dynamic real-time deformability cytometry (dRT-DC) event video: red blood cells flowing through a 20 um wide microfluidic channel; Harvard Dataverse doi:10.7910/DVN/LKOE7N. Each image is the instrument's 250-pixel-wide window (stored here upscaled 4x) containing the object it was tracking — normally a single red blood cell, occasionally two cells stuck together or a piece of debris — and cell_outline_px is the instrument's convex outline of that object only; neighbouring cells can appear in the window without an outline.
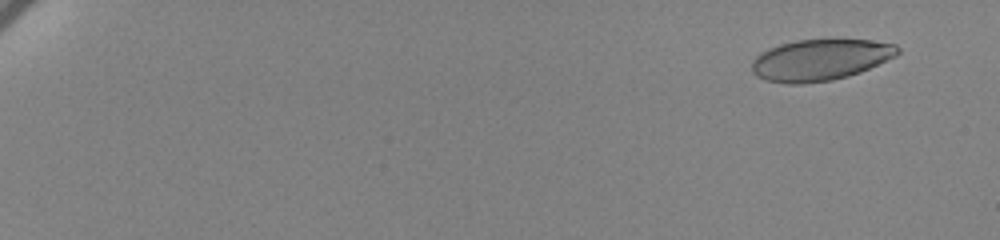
{"species": "human", "species_latin": "Homo sapiens", "temperature_condition": "cold", "stored_images_in_passage": 63, "camera_frame_rate_fps": 3000, "um_per_image_px": 0.085, "donor": {"sex": "female"}, "frame": {"image": 1, "passage_image": 5, "time_ms": 1.333, "image_size_px": [1000, 240], "cell_outline_px": [[900, 52], [896, 56], [860, 72], [848, 76], [832, 80], [804, 84], [788, 84], [768, 80], [756, 76], [752, 72], [752, 60], [760, 52], [768, 48], [780, 44], [796, 40], [868, 40], [896, 44], [900, 48]], "centroid_in_image_um": [69.7, 5.09], "position_along_channel_um": 15.3, "area_um2": 35.08}}
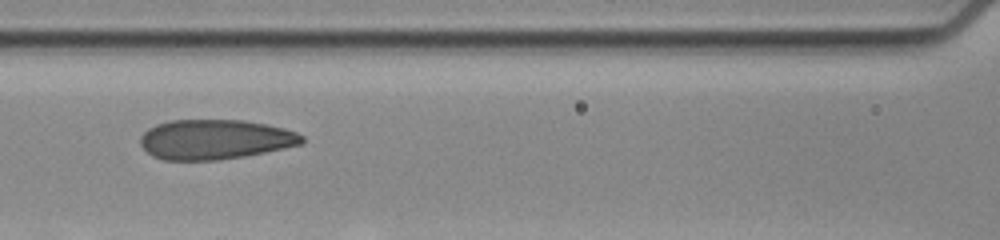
{"frame": {"image": 2, "passage_image": 33, "time_ms": 10.667, "image_size_px": [1000, 240], "cell_outline_px": [[304, 140], [300, 144], [284, 148], [244, 156], [216, 160], [164, 160], [152, 156], [140, 144], [140, 136], [148, 128], [156, 124], [168, 120], [244, 120], [284, 128], [296, 132], [304, 136]], "centroid_in_image_um": [18.24, 11.85], "position_along_channel_um": 148.4, "area_um2": 37.45}}
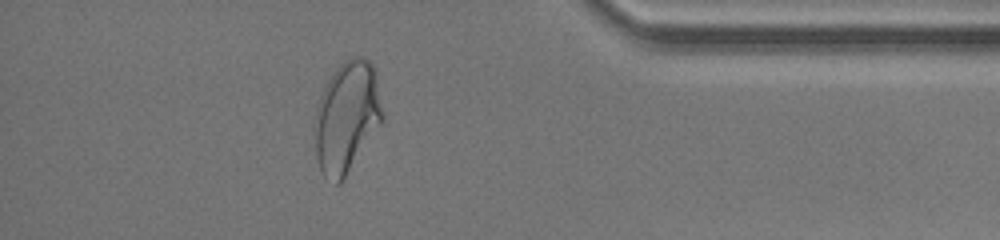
{"frame": {"image": 3, "passage_image": 57, "time_ms": 18.667, "image_size_px": [1000, 240], "cell_outline_px": [[384, 120], [340, 184], [336, 184], [324, 176], [320, 168], [316, 156], [312, 128], [316, 108], [320, 96], [332, 72], [344, 60], [352, 56], [364, 56], [376, 68], [384, 112]], "centroid_in_image_um": [29.48, 9.91], "position_along_channel_um": 405.7, "area_um2": 44.85}, "authors_computed_cell_mechanics": {"area_um2": 37.4544, "velocity_mm_per_s": 3.4495, "shape_relaxation_time_tau1_ms": 10.5516, "shape_relaxation_time_tau2_ms": 0.9252, "deformation_change_tau1": 0.2403, "deformation_change_tau2": 0.0758}}